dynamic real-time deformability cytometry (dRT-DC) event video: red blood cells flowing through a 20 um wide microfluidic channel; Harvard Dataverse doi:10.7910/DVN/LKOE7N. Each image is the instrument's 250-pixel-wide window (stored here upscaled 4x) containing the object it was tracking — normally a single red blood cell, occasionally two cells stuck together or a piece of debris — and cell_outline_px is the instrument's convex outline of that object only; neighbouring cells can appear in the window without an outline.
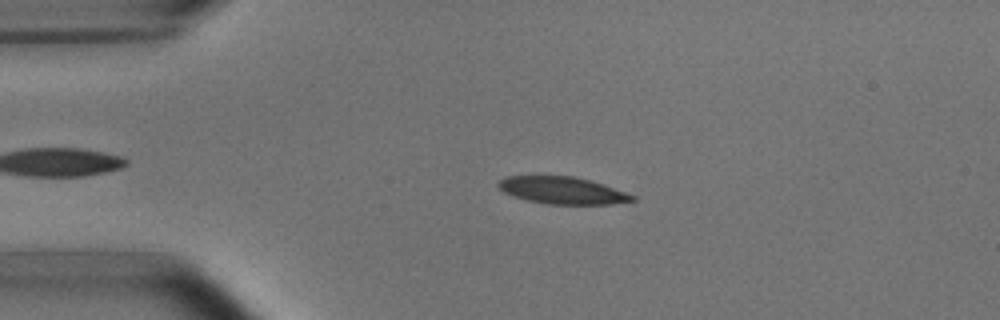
{"species": "common noctule bat (a hibernating species)", "species_latin": "Nyctalus noctula", "temperature_condition": "room temperature", "stored_images_in_passage": 3, "camera_frame_rate_fps": 3000, "um_per_image_px": 0.085, "animal": {"sex": "male", "body_mass_g": 15.6}, "frame": {"image": 1, "passage_image": 2, "time_ms": 1.0, "image_size_px": [1000, 320], "cell_outline_px": [[636, 200], [612, 204], [548, 204], [528, 200], [512, 196], [504, 192], [496, 184], [504, 176], [572, 176], [588, 180], [636, 196]], "centroid_in_image_um": [47.76, 16.19], "position_along_channel_um": 37.2, "area_um2": 20.87}}